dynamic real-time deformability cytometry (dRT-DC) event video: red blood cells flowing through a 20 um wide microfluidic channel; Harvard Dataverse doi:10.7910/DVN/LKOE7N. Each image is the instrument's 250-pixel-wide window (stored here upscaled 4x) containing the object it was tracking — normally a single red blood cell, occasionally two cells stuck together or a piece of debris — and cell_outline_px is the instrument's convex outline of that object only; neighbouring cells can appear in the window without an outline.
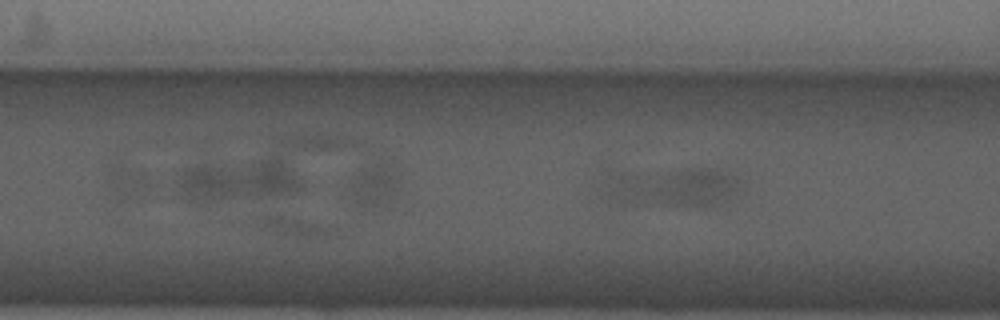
{"species": "common noctule bat (a hibernating species)", "species_latin": "Nyctalus noctula", "temperature_condition": "cold", "stored_images_in_passage": 7, "segment_of_instrument_passage": [2, 2], "camera_frame_rate_fps": 3000, "um_per_image_px": 0.085, "animal": {"sex": "male", "forearm_length_mm": 52.5}, "frame": {"image": 1, "passage_image": 6, "time_ms": 5.667, "image_size_px": [1000, 320], "cell_outline_px": [[736, 192], [728, 200], [720, 204], [624, 204], [608, 200], [608, 168], [716, 168], [728, 172], [736, 176]], "centroid_in_image_um": [56.99, 15.8], "position_along_channel_um": 109.6, "area_um2": 31.96}}